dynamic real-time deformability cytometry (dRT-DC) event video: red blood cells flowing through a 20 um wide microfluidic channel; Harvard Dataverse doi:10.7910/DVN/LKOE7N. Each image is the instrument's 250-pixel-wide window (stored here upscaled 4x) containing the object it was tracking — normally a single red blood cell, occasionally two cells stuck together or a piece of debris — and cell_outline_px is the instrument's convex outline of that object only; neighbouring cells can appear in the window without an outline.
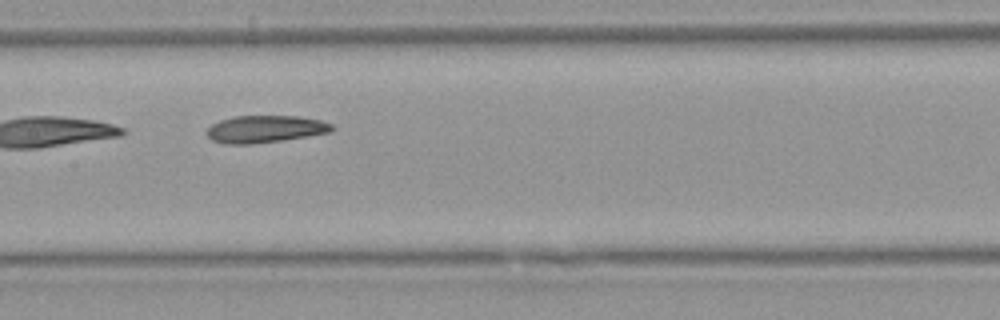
{"species": "Egyptian fruit bat (a non-hibernating species)", "species_latin": "Rousettus aegyptiacus", "temperature_condition": "warm", "stored_images_in_passage": 8, "camera_frame_rate_fps": 3000, "um_per_image_px": 0.085, "animal": {"sex": "female"}, "frame": {"image": 1, "passage_image": 7, "time_ms": 7.0, "image_size_px": [1000, 320], "cell_outline_px": [[336, 128], [332, 132], [284, 140], [252, 144], [224, 144], [212, 140], [204, 132], [212, 124], [220, 120], [236, 116], [300, 116], [320, 120], [332, 124]], "centroid_in_image_um": [22.55, 10.97], "position_along_channel_um": 184.8, "area_um2": 20.06}}